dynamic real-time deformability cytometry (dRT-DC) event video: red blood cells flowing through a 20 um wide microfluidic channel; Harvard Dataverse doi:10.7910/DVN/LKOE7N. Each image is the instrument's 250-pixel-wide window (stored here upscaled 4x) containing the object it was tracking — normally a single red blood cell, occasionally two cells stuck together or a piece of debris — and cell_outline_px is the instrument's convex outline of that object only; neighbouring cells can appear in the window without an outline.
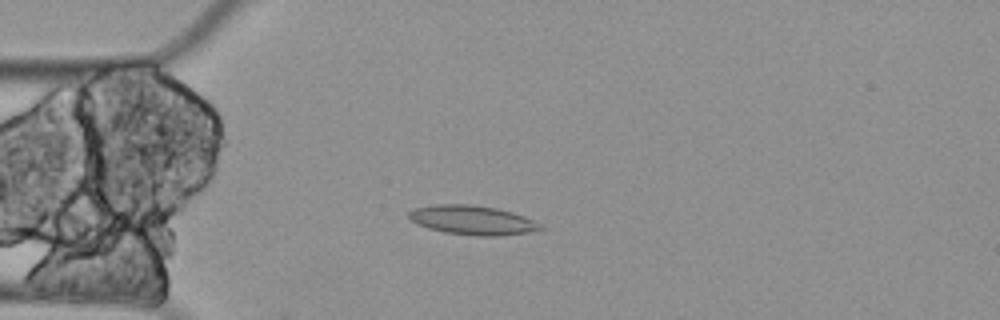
{"species": "Egyptian fruit bat (a non-hibernating species)", "species_latin": "Rousettus aegyptiacus", "temperature_condition": "cold", "stored_images_in_passage": 3, "camera_frame_rate_fps": 3000, "um_per_image_px": 0.085, "animal": {"sex": "female"}, "frame": {"image": 1, "passage_image": 3, "time_ms": 0.667, "image_size_px": [1000, 320], "cell_outline_px": [[544, 228], [528, 232], [500, 236], [476, 236], [444, 232], [428, 228], [416, 224], [408, 216], [408, 212], [416, 208], [436, 204], [468, 204], [496, 208], [512, 212], [524, 216], [540, 224]], "centroid_in_image_um": [40.14, 18.71], "position_along_channel_um": 44.9, "area_um2": 22.31}}